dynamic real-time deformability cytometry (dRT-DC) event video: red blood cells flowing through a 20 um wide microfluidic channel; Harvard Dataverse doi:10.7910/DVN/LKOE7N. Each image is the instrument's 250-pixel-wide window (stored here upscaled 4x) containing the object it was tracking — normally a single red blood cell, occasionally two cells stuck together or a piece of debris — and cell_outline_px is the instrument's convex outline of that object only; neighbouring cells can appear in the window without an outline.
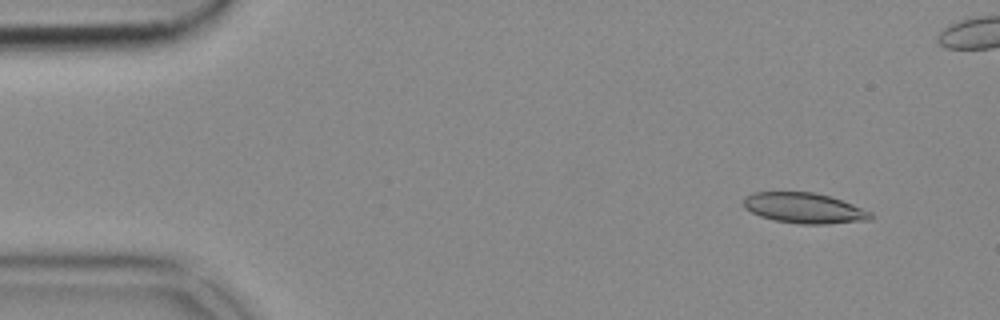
{"species": "common noctule bat (a hibernating species)", "species_latin": "Nyctalus noctula", "temperature_condition": "cold", "stored_images_in_passage": 15, "camera_frame_rate_fps": 3000, "um_per_image_px": 0.085, "animal": {"sex": "female", "body_mass_g": 18.4}, "frame": {"image": 1, "passage_image": 5, "time_ms": 1.333, "image_size_px": [1000, 320], "cell_outline_px": [[872, 220], [828, 224], [800, 224], [776, 220], [760, 216], [744, 208], [744, 200], [752, 192], [812, 192], [832, 196], [872, 212]], "centroid_in_image_um": [68.4, 17.69], "position_along_channel_um": 16.6, "area_um2": 22.54}}